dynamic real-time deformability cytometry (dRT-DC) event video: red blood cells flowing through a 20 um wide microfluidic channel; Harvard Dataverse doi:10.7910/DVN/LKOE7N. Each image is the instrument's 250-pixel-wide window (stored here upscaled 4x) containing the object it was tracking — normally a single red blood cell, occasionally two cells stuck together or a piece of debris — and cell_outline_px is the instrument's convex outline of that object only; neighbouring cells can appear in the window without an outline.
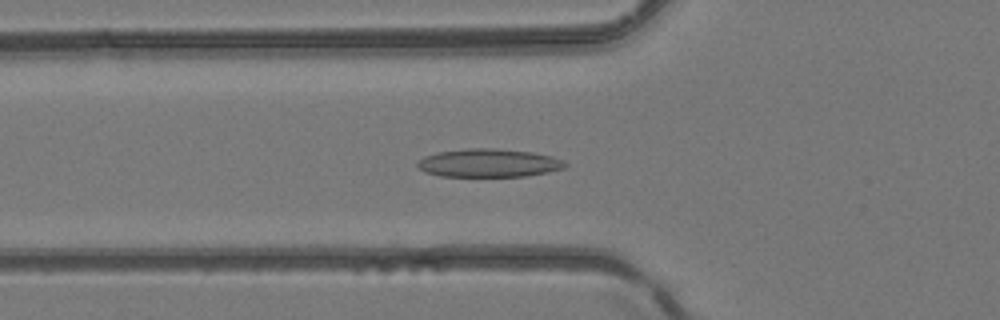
{"species": "common noctule bat (a hibernating species)", "species_latin": "Nyctalus noctula", "temperature_condition": "room temperature", "stored_images_in_passage": 36, "camera_frame_rate_fps": 3000, "um_per_image_px": 0.085, "animal": {"sex": "female", "body_mass_g": 24.6, "forearm_length_mm": 56.2}, "frame": {"image": 1, "passage_image": 5, "time_ms": 1.333, "image_size_px": [1000, 320], "cell_outline_px": [[568, 164], [564, 168], [548, 172], [528, 176], [440, 176], [424, 172], [416, 164], [424, 156], [436, 152], [468, 148], [496, 148], [532, 152], [564, 160]], "centroid_in_image_um": [41.53, 13.85], "position_along_channel_um": 84.3, "area_um2": 24.33}}
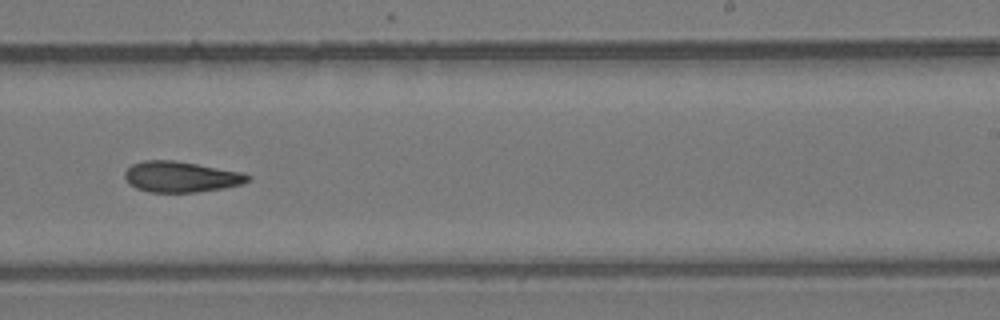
{"frame": {"image": 2, "passage_image": 18, "time_ms": 5.667, "image_size_px": [1000, 320], "cell_outline_px": [[252, 180], [240, 184], [224, 188], [196, 192], [148, 192], [136, 188], [128, 184], [124, 176], [124, 172], [132, 164], [144, 160], [176, 160], [244, 172], [252, 176]], "centroid_in_image_um": [15.4, 15.02], "position_along_channel_um": 273.6, "area_um2": 22.37}}
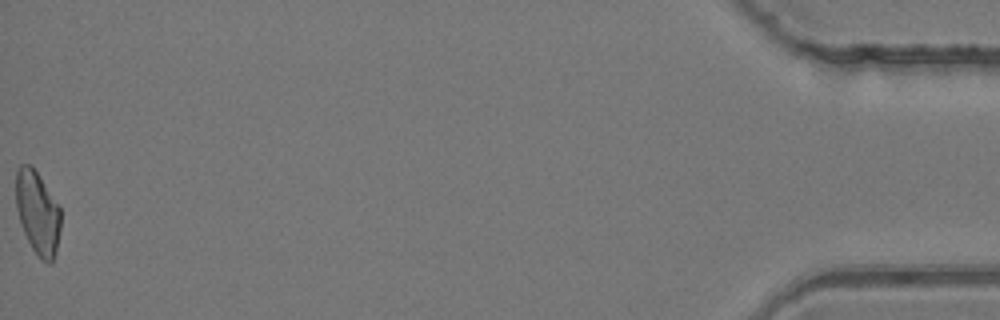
{"frame": {"image": 3, "passage_image": 36, "time_ms": 11.667, "image_size_px": [1000, 320], "cell_outline_px": [[60, 228], [56, 248], [52, 260], [48, 264], [32, 248], [20, 224], [16, 208], [16, 172], [20, 164], [32, 164], [60, 208]], "centroid_in_image_um": [3.17, 18.02], "position_along_channel_um": 432.0, "area_um2": 21.39}}